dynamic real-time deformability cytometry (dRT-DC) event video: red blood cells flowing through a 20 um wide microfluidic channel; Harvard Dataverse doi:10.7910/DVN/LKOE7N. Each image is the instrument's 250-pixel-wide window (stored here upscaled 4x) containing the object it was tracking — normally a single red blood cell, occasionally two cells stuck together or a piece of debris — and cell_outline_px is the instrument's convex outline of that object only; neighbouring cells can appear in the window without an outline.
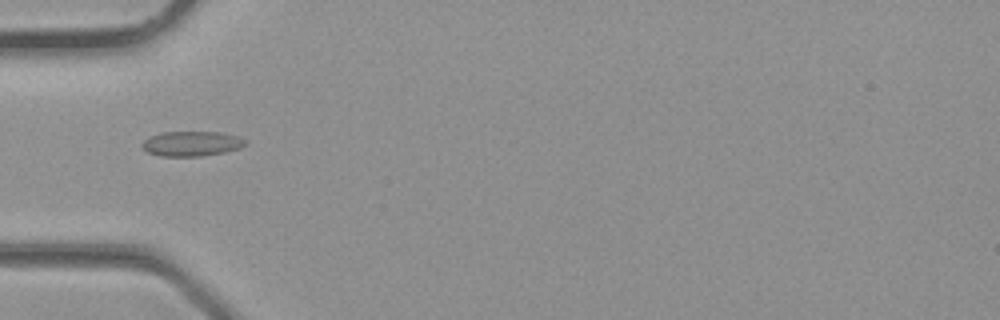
{"species": "common noctule bat (a hibernating species)", "species_latin": "Nyctalus noctula", "temperature_condition": "room temperature", "stored_images_in_passage": 23, "camera_frame_rate_fps": 3000, "um_per_image_px": 0.085, "animal": {"sex": "male", "body_mass_g": 23.1, "forearm_length_mm": 52.7}, "frame": {"image": 1, "passage_image": 1, "time_ms": 0.0, "image_size_px": [1000, 320], "cell_outline_px": [[248, 144], [240, 148], [224, 152], [200, 156], [160, 156], [148, 152], [140, 144], [148, 136], [160, 132], [220, 132], [240, 136], [248, 140]], "centroid_in_image_um": [16.32, 12.2], "position_along_channel_um": 68.7, "area_um2": 15.2}}
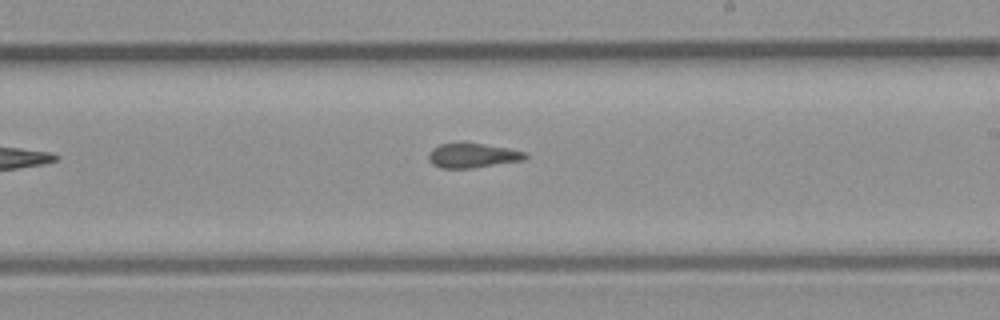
{"frame": {"image": 2, "passage_image": 10, "time_ms": 3.0, "image_size_px": [1000, 320], "cell_outline_px": [[528, 156], [524, 160], [472, 168], [440, 168], [432, 164], [428, 160], [428, 152], [432, 148], [440, 144], [460, 140], [508, 148], [528, 152]], "centroid_in_image_um": [40.13, 13.18], "position_along_channel_um": 248.9, "area_um2": 14.39}}
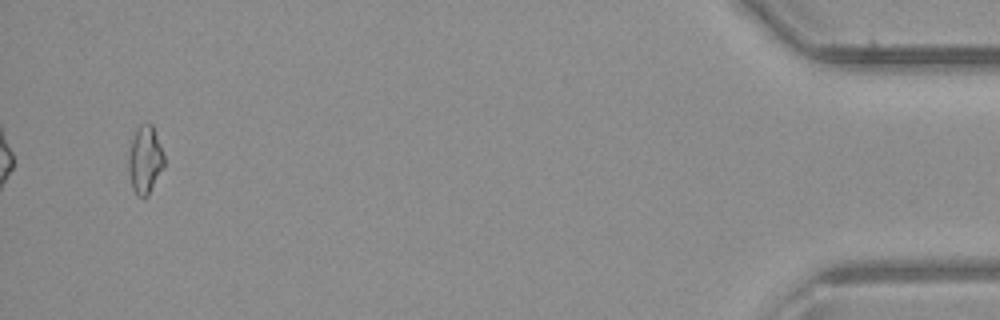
{"frame": {"image": 3, "passage_image": 23, "time_ms": 7.333, "image_size_px": [1000, 320], "cell_outline_px": [[164, 168], [148, 196], [136, 196], [132, 188], [128, 168], [128, 152], [136, 128], [140, 124], [152, 124], [164, 156]], "centroid_in_image_um": [12.32, 13.61], "position_along_channel_um": 422.9, "area_um2": 14.1}}